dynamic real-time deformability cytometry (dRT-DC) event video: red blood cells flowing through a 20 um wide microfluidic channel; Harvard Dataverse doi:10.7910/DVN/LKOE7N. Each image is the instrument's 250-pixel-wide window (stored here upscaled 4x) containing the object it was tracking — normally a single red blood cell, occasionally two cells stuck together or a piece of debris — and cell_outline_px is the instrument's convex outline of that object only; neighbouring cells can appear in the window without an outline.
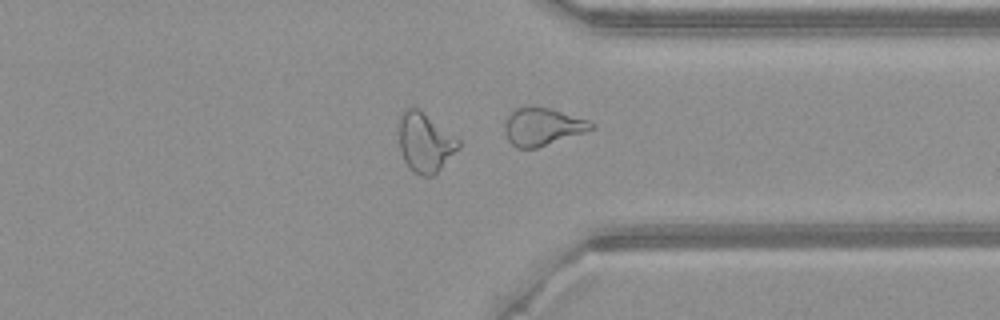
{"species": "common noctule bat (a hibernating species)", "species_latin": "Nyctalus noctula", "temperature_condition": "warm", "stored_images_in_passage": 40, "camera_frame_rate_fps": 3000, "um_per_image_px": 0.085, "animal": {"sex": "female", "body_mass_g": 21.9}, "frame": {"image": 1, "passage_image": 40, "time_ms": 13.0, "image_size_px": [1000, 320], "cell_outline_px": [[596, 128], [536, 148], [516, 148], [508, 140], [504, 132], [504, 124], [508, 116], [516, 108], [548, 108], [588, 120], [596, 124]], "centroid_in_image_um": [46.11, 10.79], "position_along_channel_um": 365.3, "area_um2": 18.55}}